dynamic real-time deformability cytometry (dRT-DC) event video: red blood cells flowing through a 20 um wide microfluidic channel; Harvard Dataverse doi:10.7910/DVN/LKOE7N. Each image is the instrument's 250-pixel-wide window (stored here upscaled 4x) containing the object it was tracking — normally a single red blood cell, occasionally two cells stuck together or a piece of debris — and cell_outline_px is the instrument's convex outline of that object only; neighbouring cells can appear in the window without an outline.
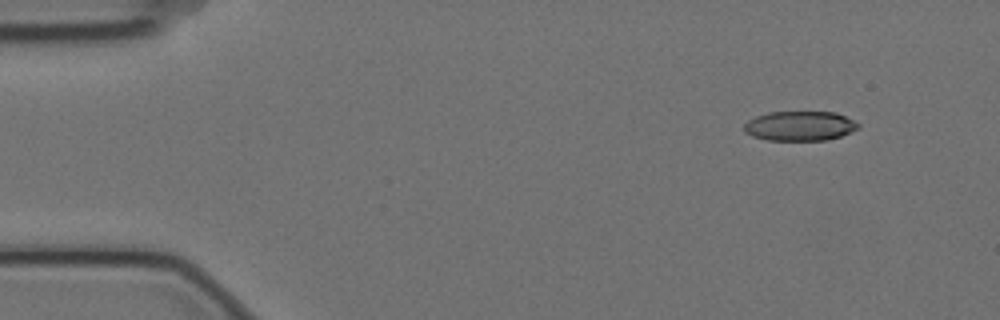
{"species": "Egyptian fruit bat (a non-hibernating species)", "species_latin": "Rousettus aegyptiacus", "temperature_condition": "cold", "stored_images_in_passage": 5, "camera_frame_rate_fps": 3000, "um_per_image_px": 0.085, "animal": {"sex": "female"}, "frame": {"image": 1, "passage_image": 2, "time_ms": 0.333, "image_size_px": [1000, 320], "cell_outline_px": [[860, 128], [840, 136], [828, 140], [768, 140], [752, 136], [744, 132], [744, 124], [748, 120], [756, 116], [768, 112], [836, 112], [860, 124]], "centroid_in_image_um": [67.98, 10.71], "position_along_channel_um": 17.0, "area_um2": 19.71}}
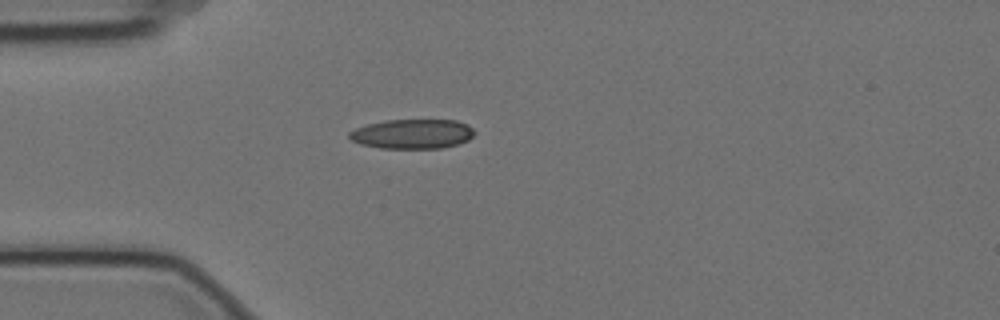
{"frame": {"image": 2, "passage_image": 4, "time_ms": 1.0, "image_size_px": [1000, 320], "cell_outline_px": [[476, 132], [468, 140], [456, 144], [440, 148], [380, 148], [360, 144], [352, 140], [348, 136], [348, 132], [356, 128], [368, 124], [388, 120], [456, 120], [468, 124]], "centroid_in_image_um": [35.05, 11.38], "position_along_channel_um": 49.9, "area_um2": 21.5}}